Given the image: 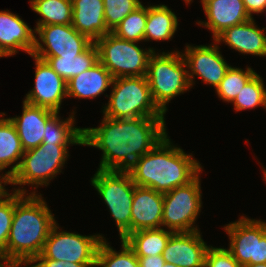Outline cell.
Masks as SVG:
<instances>
[{"mask_svg":"<svg viewBox=\"0 0 266 267\" xmlns=\"http://www.w3.org/2000/svg\"><path fill=\"white\" fill-rule=\"evenodd\" d=\"M96 128H83V145L102 151L99 170L127 171L168 134L165 117L112 119L103 116Z\"/></svg>","mask_w":266,"mask_h":267,"instance_id":"6da1fadb","label":"cell"},{"mask_svg":"<svg viewBox=\"0 0 266 267\" xmlns=\"http://www.w3.org/2000/svg\"><path fill=\"white\" fill-rule=\"evenodd\" d=\"M13 189L15 209L7 241V262L27 267L42 253L56 220L42 194L27 195L25 188Z\"/></svg>","mask_w":266,"mask_h":267,"instance_id":"7a4b0ae2","label":"cell"},{"mask_svg":"<svg viewBox=\"0 0 266 267\" xmlns=\"http://www.w3.org/2000/svg\"><path fill=\"white\" fill-rule=\"evenodd\" d=\"M192 154L174 146L168 134L151 151L138 158L127 170L136 186L166 193L188 184L202 173Z\"/></svg>","mask_w":266,"mask_h":267,"instance_id":"3957f363","label":"cell"},{"mask_svg":"<svg viewBox=\"0 0 266 267\" xmlns=\"http://www.w3.org/2000/svg\"><path fill=\"white\" fill-rule=\"evenodd\" d=\"M187 65L179 51L156 53L148 59L146 78L154 103L166 114L171 99L191 89Z\"/></svg>","mask_w":266,"mask_h":267,"instance_id":"277c9868","label":"cell"},{"mask_svg":"<svg viewBox=\"0 0 266 267\" xmlns=\"http://www.w3.org/2000/svg\"><path fill=\"white\" fill-rule=\"evenodd\" d=\"M111 86L103 116L112 119L165 116L152 99L146 76L113 78Z\"/></svg>","mask_w":266,"mask_h":267,"instance_id":"5b68a950","label":"cell"},{"mask_svg":"<svg viewBox=\"0 0 266 267\" xmlns=\"http://www.w3.org/2000/svg\"><path fill=\"white\" fill-rule=\"evenodd\" d=\"M94 43L98 50L99 62L113 78L146 76L148 59L155 51L153 48L143 49L137 45L138 42L121 39L112 32Z\"/></svg>","mask_w":266,"mask_h":267,"instance_id":"8992f818","label":"cell"},{"mask_svg":"<svg viewBox=\"0 0 266 267\" xmlns=\"http://www.w3.org/2000/svg\"><path fill=\"white\" fill-rule=\"evenodd\" d=\"M91 184L109 208L120 239L131 233V209L135 184L127 171L97 170Z\"/></svg>","mask_w":266,"mask_h":267,"instance_id":"52a82bcc","label":"cell"},{"mask_svg":"<svg viewBox=\"0 0 266 267\" xmlns=\"http://www.w3.org/2000/svg\"><path fill=\"white\" fill-rule=\"evenodd\" d=\"M69 145L41 144L38 147L26 150L21 164L11 177V185H31L35 191L37 187L48 186L56 174L61 173L69 157Z\"/></svg>","mask_w":266,"mask_h":267,"instance_id":"ba28073f","label":"cell"},{"mask_svg":"<svg viewBox=\"0 0 266 267\" xmlns=\"http://www.w3.org/2000/svg\"><path fill=\"white\" fill-rule=\"evenodd\" d=\"M199 175L188 184L163 193L162 227L174 233L199 230L194 225L202 207Z\"/></svg>","mask_w":266,"mask_h":267,"instance_id":"9c48e42d","label":"cell"},{"mask_svg":"<svg viewBox=\"0 0 266 267\" xmlns=\"http://www.w3.org/2000/svg\"><path fill=\"white\" fill-rule=\"evenodd\" d=\"M57 224L52 227L42 253L36 258L85 263L88 267H96L97 250L106 238L100 234L86 236L61 231Z\"/></svg>","mask_w":266,"mask_h":267,"instance_id":"30bf717a","label":"cell"},{"mask_svg":"<svg viewBox=\"0 0 266 267\" xmlns=\"http://www.w3.org/2000/svg\"><path fill=\"white\" fill-rule=\"evenodd\" d=\"M229 236V251L242 266L266 263V222L241 216L224 226Z\"/></svg>","mask_w":266,"mask_h":267,"instance_id":"8fae6325","label":"cell"},{"mask_svg":"<svg viewBox=\"0 0 266 267\" xmlns=\"http://www.w3.org/2000/svg\"><path fill=\"white\" fill-rule=\"evenodd\" d=\"M34 29L39 37L35 38L32 53L36 57L77 56L93 43L87 36L80 34L72 24L43 25Z\"/></svg>","mask_w":266,"mask_h":267,"instance_id":"7c38bea8","label":"cell"},{"mask_svg":"<svg viewBox=\"0 0 266 267\" xmlns=\"http://www.w3.org/2000/svg\"><path fill=\"white\" fill-rule=\"evenodd\" d=\"M214 43L209 46H191L188 44L184 53L181 52L187 65L191 88L195 84L193 79L198 76L205 84H209L216 89L231 66L223 58L218 43L216 44V41Z\"/></svg>","mask_w":266,"mask_h":267,"instance_id":"4fadbf2b","label":"cell"},{"mask_svg":"<svg viewBox=\"0 0 266 267\" xmlns=\"http://www.w3.org/2000/svg\"><path fill=\"white\" fill-rule=\"evenodd\" d=\"M35 60V83L24 101L35 105L60 112L63 99L67 97L66 81L58 75L47 61L30 55Z\"/></svg>","mask_w":266,"mask_h":267,"instance_id":"5bb4252c","label":"cell"},{"mask_svg":"<svg viewBox=\"0 0 266 267\" xmlns=\"http://www.w3.org/2000/svg\"><path fill=\"white\" fill-rule=\"evenodd\" d=\"M208 247L199 230L177 232L170 236L162 258L179 267H204Z\"/></svg>","mask_w":266,"mask_h":267,"instance_id":"9a60e30c","label":"cell"},{"mask_svg":"<svg viewBox=\"0 0 266 267\" xmlns=\"http://www.w3.org/2000/svg\"><path fill=\"white\" fill-rule=\"evenodd\" d=\"M36 30L9 10L0 11V56L15 55L19 50L32 55Z\"/></svg>","mask_w":266,"mask_h":267,"instance_id":"2e32d148","label":"cell"},{"mask_svg":"<svg viewBox=\"0 0 266 267\" xmlns=\"http://www.w3.org/2000/svg\"><path fill=\"white\" fill-rule=\"evenodd\" d=\"M266 28L260 29L254 18L224 29L213 40L225 43L231 49L243 54L266 57Z\"/></svg>","mask_w":266,"mask_h":267,"instance_id":"e0dca14e","label":"cell"},{"mask_svg":"<svg viewBox=\"0 0 266 267\" xmlns=\"http://www.w3.org/2000/svg\"><path fill=\"white\" fill-rule=\"evenodd\" d=\"M163 203V193L135 185L131 209V233L161 228Z\"/></svg>","mask_w":266,"mask_h":267,"instance_id":"ac0fdd59","label":"cell"},{"mask_svg":"<svg viewBox=\"0 0 266 267\" xmlns=\"http://www.w3.org/2000/svg\"><path fill=\"white\" fill-rule=\"evenodd\" d=\"M56 113L50 109L23 101L22 115L9 118L17 129L25 151L42 144L46 123Z\"/></svg>","mask_w":266,"mask_h":267,"instance_id":"d6986e66","label":"cell"},{"mask_svg":"<svg viewBox=\"0 0 266 267\" xmlns=\"http://www.w3.org/2000/svg\"><path fill=\"white\" fill-rule=\"evenodd\" d=\"M207 21H198L212 31L213 39L224 29L251 19L243 0H210L203 6Z\"/></svg>","mask_w":266,"mask_h":267,"instance_id":"ffe728a7","label":"cell"},{"mask_svg":"<svg viewBox=\"0 0 266 267\" xmlns=\"http://www.w3.org/2000/svg\"><path fill=\"white\" fill-rule=\"evenodd\" d=\"M72 26L95 42L109 33L104 18L103 0H72Z\"/></svg>","mask_w":266,"mask_h":267,"instance_id":"44dd1931","label":"cell"},{"mask_svg":"<svg viewBox=\"0 0 266 267\" xmlns=\"http://www.w3.org/2000/svg\"><path fill=\"white\" fill-rule=\"evenodd\" d=\"M112 81L111 73L98 62L66 83L67 97L94 99L104 93Z\"/></svg>","mask_w":266,"mask_h":267,"instance_id":"7402d4cb","label":"cell"},{"mask_svg":"<svg viewBox=\"0 0 266 267\" xmlns=\"http://www.w3.org/2000/svg\"><path fill=\"white\" fill-rule=\"evenodd\" d=\"M25 150L17 129L9 118H0V170L11 166L5 173L11 178L19 168ZM20 160V161H19ZM16 163L15 165H13Z\"/></svg>","mask_w":266,"mask_h":267,"instance_id":"603a6c76","label":"cell"},{"mask_svg":"<svg viewBox=\"0 0 266 267\" xmlns=\"http://www.w3.org/2000/svg\"><path fill=\"white\" fill-rule=\"evenodd\" d=\"M178 28V18L166 5L147 6V21L144 41H166L174 37Z\"/></svg>","mask_w":266,"mask_h":267,"instance_id":"cb8c5ba5","label":"cell"},{"mask_svg":"<svg viewBox=\"0 0 266 267\" xmlns=\"http://www.w3.org/2000/svg\"><path fill=\"white\" fill-rule=\"evenodd\" d=\"M174 232L165 228H153L134 231L123 240L137 257L162 255L170 236Z\"/></svg>","mask_w":266,"mask_h":267,"instance_id":"d4e9b609","label":"cell"},{"mask_svg":"<svg viewBox=\"0 0 266 267\" xmlns=\"http://www.w3.org/2000/svg\"><path fill=\"white\" fill-rule=\"evenodd\" d=\"M48 62L52 69L66 82L99 62L98 50L93 42L77 56L38 57Z\"/></svg>","mask_w":266,"mask_h":267,"instance_id":"484cf974","label":"cell"},{"mask_svg":"<svg viewBox=\"0 0 266 267\" xmlns=\"http://www.w3.org/2000/svg\"><path fill=\"white\" fill-rule=\"evenodd\" d=\"M65 120H61L57 112L44 129L42 144L53 145H83V128L75 127V112Z\"/></svg>","mask_w":266,"mask_h":267,"instance_id":"4316f807","label":"cell"},{"mask_svg":"<svg viewBox=\"0 0 266 267\" xmlns=\"http://www.w3.org/2000/svg\"><path fill=\"white\" fill-rule=\"evenodd\" d=\"M32 11L41 15L36 27L72 24V0H30Z\"/></svg>","mask_w":266,"mask_h":267,"instance_id":"83f0119b","label":"cell"},{"mask_svg":"<svg viewBox=\"0 0 266 267\" xmlns=\"http://www.w3.org/2000/svg\"><path fill=\"white\" fill-rule=\"evenodd\" d=\"M121 251L117 252L103 239L96 255V267H139L138 257L134 251L121 240Z\"/></svg>","mask_w":266,"mask_h":267,"instance_id":"f1b7e54d","label":"cell"},{"mask_svg":"<svg viewBox=\"0 0 266 267\" xmlns=\"http://www.w3.org/2000/svg\"><path fill=\"white\" fill-rule=\"evenodd\" d=\"M256 74L255 70L247 67L246 70L230 66L216 87L218 97L225 101L232 103L237 94L242 90L244 85Z\"/></svg>","mask_w":266,"mask_h":267,"instance_id":"f546056e","label":"cell"},{"mask_svg":"<svg viewBox=\"0 0 266 267\" xmlns=\"http://www.w3.org/2000/svg\"><path fill=\"white\" fill-rule=\"evenodd\" d=\"M263 79L255 74L233 100L236 112L262 106L266 109V88Z\"/></svg>","mask_w":266,"mask_h":267,"instance_id":"4dcf8cb0","label":"cell"},{"mask_svg":"<svg viewBox=\"0 0 266 267\" xmlns=\"http://www.w3.org/2000/svg\"><path fill=\"white\" fill-rule=\"evenodd\" d=\"M147 6L143 4L127 15L112 31L117 37L128 41H144Z\"/></svg>","mask_w":266,"mask_h":267,"instance_id":"1f68e13d","label":"cell"},{"mask_svg":"<svg viewBox=\"0 0 266 267\" xmlns=\"http://www.w3.org/2000/svg\"><path fill=\"white\" fill-rule=\"evenodd\" d=\"M106 28L112 32L131 12L142 5L140 0H103Z\"/></svg>","mask_w":266,"mask_h":267,"instance_id":"d6a6232c","label":"cell"},{"mask_svg":"<svg viewBox=\"0 0 266 267\" xmlns=\"http://www.w3.org/2000/svg\"><path fill=\"white\" fill-rule=\"evenodd\" d=\"M15 209V191L0 199V260L7 262V241Z\"/></svg>","mask_w":266,"mask_h":267,"instance_id":"836d02e7","label":"cell"},{"mask_svg":"<svg viewBox=\"0 0 266 267\" xmlns=\"http://www.w3.org/2000/svg\"><path fill=\"white\" fill-rule=\"evenodd\" d=\"M204 267H243L226 248L209 246L205 254Z\"/></svg>","mask_w":266,"mask_h":267,"instance_id":"e575fe53","label":"cell"},{"mask_svg":"<svg viewBox=\"0 0 266 267\" xmlns=\"http://www.w3.org/2000/svg\"><path fill=\"white\" fill-rule=\"evenodd\" d=\"M30 265L29 267H88L85 263L65 262L63 260H52L49 258H35Z\"/></svg>","mask_w":266,"mask_h":267,"instance_id":"d590c367","label":"cell"},{"mask_svg":"<svg viewBox=\"0 0 266 267\" xmlns=\"http://www.w3.org/2000/svg\"><path fill=\"white\" fill-rule=\"evenodd\" d=\"M243 3L251 18L252 14H260L266 8V0H243Z\"/></svg>","mask_w":266,"mask_h":267,"instance_id":"8d00e7d4","label":"cell"},{"mask_svg":"<svg viewBox=\"0 0 266 267\" xmlns=\"http://www.w3.org/2000/svg\"><path fill=\"white\" fill-rule=\"evenodd\" d=\"M139 267H162L165 260L162 255L138 257Z\"/></svg>","mask_w":266,"mask_h":267,"instance_id":"74e56055","label":"cell"},{"mask_svg":"<svg viewBox=\"0 0 266 267\" xmlns=\"http://www.w3.org/2000/svg\"><path fill=\"white\" fill-rule=\"evenodd\" d=\"M6 184H11V178L6 173H2L0 174V199L4 198L9 193L5 187Z\"/></svg>","mask_w":266,"mask_h":267,"instance_id":"f35d334b","label":"cell"},{"mask_svg":"<svg viewBox=\"0 0 266 267\" xmlns=\"http://www.w3.org/2000/svg\"><path fill=\"white\" fill-rule=\"evenodd\" d=\"M0 267H15V266L9 262H6L4 260H0Z\"/></svg>","mask_w":266,"mask_h":267,"instance_id":"ab89813d","label":"cell"},{"mask_svg":"<svg viewBox=\"0 0 266 267\" xmlns=\"http://www.w3.org/2000/svg\"><path fill=\"white\" fill-rule=\"evenodd\" d=\"M243 267H266V263H262V264H246Z\"/></svg>","mask_w":266,"mask_h":267,"instance_id":"60d3db41","label":"cell"},{"mask_svg":"<svg viewBox=\"0 0 266 267\" xmlns=\"http://www.w3.org/2000/svg\"><path fill=\"white\" fill-rule=\"evenodd\" d=\"M162 267H179V266L174 265L173 263H167V262H165Z\"/></svg>","mask_w":266,"mask_h":267,"instance_id":"b9f144b4","label":"cell"},{"mask_svg":"<svg viewBox=\"0 0 266 267\" xmlns=\"http://www.w3.org/2000/svg\"><path fill=\"white\" fill-rule=\"evenodd\" d=\"M262 169H263V175H264V180L266 181V170L264 169V167H262ZM266 183V182H265Z\"/></svg>","mask_w":266,"mask_h":267,"instance_id":"7bdbcfd3","label":"cell"},{"mask_svg":"<svg viewBox=\"0 0 266 267\" xmlns=\"http://www.w3.org/2000/svg\"><path fill=\"white\" fill-rule=\"evenodd\" d=\"M210 0H201V4H202V6L205 4V3H207V2H209Z\"/></svg>","mask_w":266,"mask_h":267,"instance_id":"ee69618b","label":"cell"},{"mask_svg":"<svg viewBox=\"0 0 266 267\" xmlns=\"http://www.w3.org/2000/svg\"><path fill=\"white\" fill-rule=\"evenodd\" d=\"M185 1V3H187V4H190L191 2H192V0H184Z\"/></svg>","mask_w":266,"mask_h":267,"instance_id":"f6af8a7d","label":"cell"}]
</instances>
